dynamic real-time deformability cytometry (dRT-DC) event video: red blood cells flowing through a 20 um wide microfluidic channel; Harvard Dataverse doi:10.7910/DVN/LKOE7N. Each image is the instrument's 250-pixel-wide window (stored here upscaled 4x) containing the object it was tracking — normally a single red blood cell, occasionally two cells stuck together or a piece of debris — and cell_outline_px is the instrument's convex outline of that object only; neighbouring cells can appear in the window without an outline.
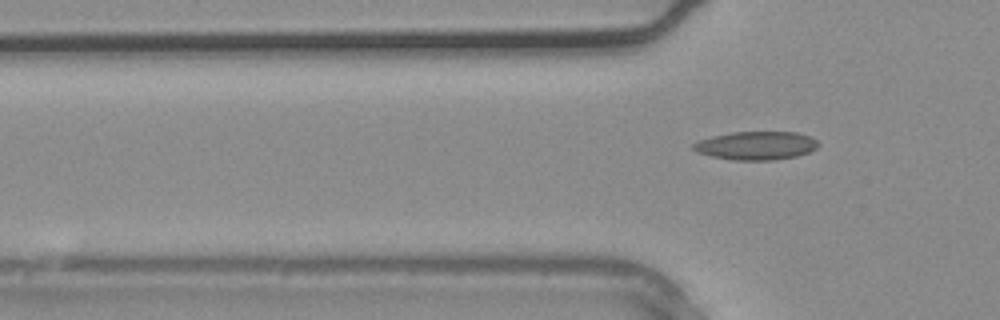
{"species": "common noctule bat (a hibernating species)", "species_latin": "Nyctalus noctula", "temperature_condition": "warm", "stored_images_in_passage": 2, "camera_frame_rate_fps": 3000, "um_per_image_px": 0.085, "animal": {"sex": "male", "body_mass_g": 20.4}, "frame": {"image": 1, "passage_image": 2, "time_ms": 0.333, "image_size_px": [1000, 320], "cell_outline_px": [[820, 144], [816, 148], [808, 152], [796, 156], [776, 160], [732, 160], [712, 156], [696, 152], [692, 148], [692, 144], [700, 140], [712, 136], [732, 132], [796, 132], [812, 136]], "centroid_in_image_um": [64.28, 12.37], "position_along_channel_um": 61.5, "area_um2": 20.75}}